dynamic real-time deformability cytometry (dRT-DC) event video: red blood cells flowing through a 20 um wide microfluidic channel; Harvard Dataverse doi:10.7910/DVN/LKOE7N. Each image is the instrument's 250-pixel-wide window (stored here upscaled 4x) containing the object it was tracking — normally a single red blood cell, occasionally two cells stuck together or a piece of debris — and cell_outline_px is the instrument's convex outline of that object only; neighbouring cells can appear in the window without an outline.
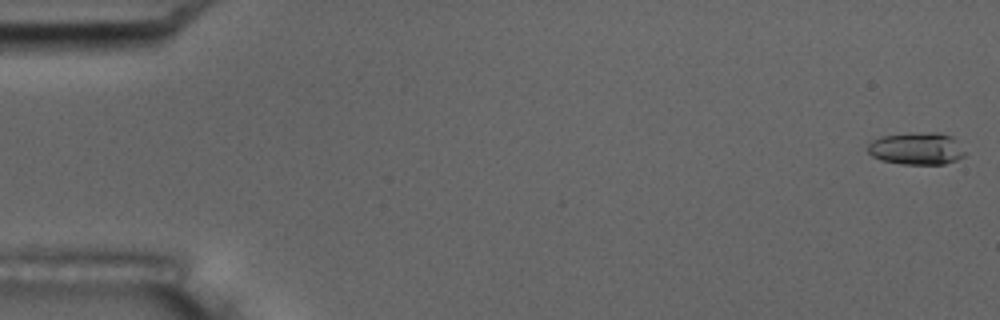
{"species": "common noctule bat (a hibernating species)", "species_latin": "Nyctalus noctula", "temperature_condition": "room temperature", "stored_images_in_passage": 6, "camera_frame_rate_fps": 3000, "um_per_image_px": 0.085, "animal": {"sex": "male", "body_mass_g": 17.5, "forearm_length_mm": 52.3}, "frame": {"image": 1, "passage_image": 1, "time_ms": 0.0, "image_size_px": [1000, 320], "cell_outline_px": [[964, 156], [956, 160], [944, 164], [904, 164], [880, 160], [872, 156], [868, 152], [868, 144], [872, 140], [880, 136], [912, 132], [940, 132], [952, 136], [956, 140], [964, 152]], "centroid_in_image_um": [77.89, 12.61], "position_along_channel_um": 7.1, "area_um2": 18.44}}